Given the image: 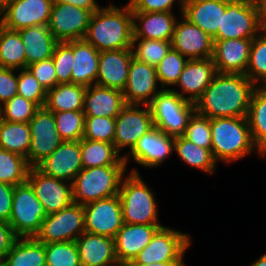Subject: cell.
Listing matches in <instances>:
<instances>
[{
	"instance_id": "6da1fadb",
	"label": "cell",
	"mask_w": 266,
	"mask_h": 266,
	"mask_svg": "<svg viewBox=\"0 0 266 266\" xmlns=\"http://www.w3.org/2000/svg\"><path fill=\"white\" fill-rule=\"evenodd\" d=\"M257 86L244 74L217 73L195 103V111L205 117H245Z\"/></svg>"
},
{
	"instance_id": "7a4b0ae2",
	"label": "cell",
	"mask_w": 266,
	"mask_h": 266,
	"mask_svg": "<svg viewBox=\"0 0 266 266\" xmlns=\"http://www.w3.org/2000/svg\"><path fill=\"white\" fill-rule=\"evenodd\" d=\"M83 39L100 52L131 49L133 26L129 4L123 7L111 4L94 12Z\"/></svg>"
},
{
	"instance_id": "3957f363",
	"label": "cell",
	"mask_w": 266,
	"mask_h": 266,
	"mask_svg": "<svg viewBox=\"0 0 266 266\" xmlns=\"http://www.w3.org/2000/svg\"><path fill=\"white\" fill-rule=\"evenodd\" d=\"M212 153L217 162L231 164L252 152L265 159L255 145L245 117L211 118Z\"/></svg>"
},
{
	"instance_id": "277c9868",
	"label": "cell",
	"mask_w": 266,
	"mask_h": 266,
	"mask_svg": "<svg viewBox=\"0 0 266 266\" xmlns=\"http://www.w3.org/2000/svg\"><path fill=\"white\" fill-rule=\"evenodd\" d=\"M151 190L136 168L123 177L118 195L124 223L160 225L155 192Z\"/></svg>"
},
{
	"instance_id": "5b68a950",
	"label": "cell",
	"mask_w": 266,
	"mask_h": 266,
	"mask_svg": "<svg viewBox=\"0 0 266 266\" xmlns=\"http://www.w3.org/2000/svg\"><path fill=\"white\" fill-rule=\"evenodd\" d=\"M127 166L83 168L72 182L73 202L81 205L118 195Z\"/></svg>"
},
{
	"instance_id": "8992f818",
	"label": "cell",
	"mask_w": 266,
	"mask_h": 266,
	"mask_svg": "<svg viewBox=\"0 0 266 266\" xmlns=\"http://www.w3.org/2000/svg\"><path fill=\"white\" fill-rule=\"evenodd\" d=\"M154 127L169 136H183L195 103L187 101L171 89H162L149 104Z\"/></svg>"
},
{
	"instance_id": "52a82bcc",
	"label": "cell",
	"mask_w": 266,
	"mask_h": 266,
	"mask_svg": "<svg viewBox=\"0 0 266 266\" xmlns=\"http://www.w3.org/2000/svg\"><path fill=\"white\" fill-rule=\"evenodd\" d=\"M47 213L26 181L14 186L9 225L19 237H35Z\"/></svg>"
},
{
	"instance_id": "ba28073f",
	"label": "cell",
	"mask_w": 266,
	"mask_h": 266,
	"mask_svg": "<svg viewBox=\"0 0 266 266\" xmlns=\"http://www.w3.org/2000/svg\"><path fill=\"white\" fill-rule=\"evenodd\" d=\"M191 245L190 235L167 226L160 227L150 243L128 265H147L166 261H184Z\"/></svg>"
},
{
	"instance_id": "9c48e42d",
	"label": "cell",
	"mask_w": 266,
	"mask_h": 266,
	"mask_svg": "<svg viewBox=\"0 0 266 266\" xmlns=\"http://www.w3.org/2000/svg\"><path fill=\"white\" fill-rule=\"evenodd\" d=\"M84 232V207L73 202L67 208L49 214L35 238L44 244L76 241Z\"/></svg>"
},
{
	"instance_id": "30bf717a",
	"label": "cell",
	"mask_w": 266,
	"mask_h": 266,
	"mask_svg": "<svg viewBox=\"0 0 266 266\" xmlns=\"http://www.w3.org/2000/svg\"><path fill=\"white\" fill-rule=\"evenodd\" d=\"M262 30L252 0H226L221 28L213 40L253 39Z\"/></svg>"
},
{
	"instance_id": "8fae6325",
	"label": "cell",
	"mask_w": 266,
	"mask_h": 266,
	"mask_svg": "<svg viewBox=\"0 0 266 266\" xmlns=\"http://www.w3.org/2000/svg\"><path fill=\"white\" fill-rule=\"evenodd\" d=\"M126 104L115 118V136L113 144L120 153L126 147L129 152L138 140L151 129L154 122L149 105ZM143 107H145L143 109Z\"/></svg>"
},
{
	"instance_id": "7c38bea8",
	"label": "cell",
	"mask_w": 266,
	"mask_h": 266,
	"mask_svg": "<svg viewBox=\"0 0 266 266\" xmlns=\"http://www.w3.org/2000/svg\"><path fill=\"white\" fill-rule=\"evenodd\" d=\"M31 145L28 151L27 163L36 167L48 157L63 142L57 131L53 112L45 107H39L29 121Z\"/></svg>"
},
{
	"instance_id": "4fadbf2b",
	"label": "cell",
	"mask_w": 266,
	"mask_h": 266,
	"mask_svg": "<svg viewBox=\"0 0 266 266\" xmlns=\"http://www.w3.org/2000/svg\"><path fill=\"white\" fill-rule=\"evenodd\" d=\"M85 231L114 238L123 226L119 195L99 199L83 205Z\"/></svg>"
},
{
	"instance_id": "5bb4252c",
	"label": "cell",
	"mask_w": 266,
	"mask_h": 266,
	"mask_svg": "<svg viewBox=\"0 0 266 266\" xmlns=\"http://www.w3.org/2000/svg\"><path fill=\"white\" fill-rule=\"evenodd\" d=\"M27 182L43 205L47 215L67 208L73 203L72 183L57 179L30 167Z\"/></svg>"
},
{
	"instance_id": "9a60e30c",
	"label": "cell",
	"mask_w": 266,
	"mask_h": 266,
	"mask_svg": "<svg viewBox=\"0 0 266 266\" xmlns=\"http://www.w3.org/2000/svg\"><path fill=\"white\" fill-rule=\"evenodd\" d=\"M92 13L66 3H53L49 30L58 42L81 40L85 37Z\"/></svg>"
},
{
	"instance_id": "2e32d148",
	"label": "cell",
	"mask_w": 266,
	"mask_h": 266,
	"mask_svg": "<svg viewBox=\"0 0 266 266\" xmlns=\"http://www.w3.org/2000/svg\"><path fill=\"white\" fill-rule=\"evenodd\" d=\"M52 0H11L0 12L2 25L11 30L48 25Z\"/></svg>"
},
{
	"instance_id": "e0dca14e",
	"label": "cell",
	"mask_w": 266,
	"mask_h": 266,
	"mask_svg": "<svg viewBox=\"0 0 266 266\" xmlns=\"http://www.w3.org/2000/svg\"><path fill=\"white\" fill-rule=\"evenodd\" d=\"M174 140V137L154 127L138 140L130 152L123 155L126 166L132 159L141 167L156 168L172 154Z\"/></svg>"
},
{
	"instance_id": "ac0fdd59",
	"label": "cell",
	"mask_w": 266,
	"mask_h": 266,
	"mask_svg": "<svg viewBox=\"0 0 266 266\" xmlns=\"http://www.w3.org/2000/svg\"><path fill=\"white\" fill-rule=\"evenodd\" d=\"M156 67L132 58L123 95L126 104L149 105L162 90L158 86Z\"/></svg>"
},
{
	"instance_id": "d6986e66",
	"label": "cell",
	"mask_w": 266,
	"mask_h": 266,
	"mask_svg": "<svg viewBox=\"0 0 266 266\" xmlns=\"http://www.w3.org/2000/svg\"><path fill=\"white\" fill-rule=\"evenodd\" d=\"M180 16L181 19H178L175 24L171 40L172 48L180 52L188 60L212 58L213 38L191 23L182 14Z\"/></svg>"
},
{
	"instance_id": "ffe728a7",
	"label": "cell",
	"mask_w": 266,
	"mask_h": 266,
	"mask_svg": "<svg viewBox=\"0 0 266 266\" xmlns=\"http://www.w3.org/2000/svg\"><path fill=\"white\" fill-rule=\"evenodd\" d=\"M36 167L46 175L72 183L83 169L80 141H63Z\"/></svg>"
},
{
	"instance_id": "44dd1931",
	"label": "cell",
	"mask_w": 266,
	"mask_h": 266,
	"mask_svg": "<svg viewBox=\"0 0 266 266\" xmlns=\"http://www.w3.org/2000/svg\"><path fill=\"white\" fill-rule=\"evenodd\" d=\"M216 74L217 70L212 58L189 59L176 84L181 92L177 89L171 90L187 101L196 103Z\"/></svg>"
},
{
	"instance_id": "7402d4cb",
	"label": "cell",
	"mask_w": 266,
	"mask_h": 266,
	"mask_svg": "<svg viewBox=\"0 0 266 266\" xmlns=\"http://www.w3.org/2000/svg\"><path fill=\"white\" fill-rule=\"evenodd\" d=\"M163 225L124 223L114 237L115 254L118 263L127 266L151 241L156 231Z\"/></svg>"
},
{
	"instance_id": "603a6c76",
	"label": "cell",
	"mask_w": 266,
	"mask_h": 266,
	"mask_svg": "<svg viewBox=\"0 0 266 266\" xmlns=\"http://www.w3.org/2000/svg\"><path fill=\"white\" fill-rule=\"evenodd\" d=\"M253 39L213 40V62L217 73L245 74Z\"/></svg>"
},
{
	"instance_id": "cb8c5ba5",
	"label": "cell",
	"mask_w": 266,
	"mask_h": 266,
	"mask_svg": "<svg viewBox=\"0 0 266 266\" xmlns=\"http://www.w3.org/2000/svg\"><path fill=\"white\" fill-rule=\"evenodd\" d=\"M132 58V49L100 52L96 84L123 91Z\"/></svg>"
},
{
	"instance_id": "d4e9b609",
	"label": "cell",
	"mask_w": 266,
	"mask_h": 266,
	"mask_svg": "<svg viewBox=\"0 0 266 266\" xmlns=\"http://www.w3.org/2000/svg\"><path fill=\"white\" fill-rule=\"evenodd\" d=\"M125 105L121 90L97 84L86 87L83 108L85 117L116 118Z\"/></svg>"
},
{
	"instance_id": "484cf974",
	"label": "cell",
	"mask_w": 266,
	"mask_h": 266,
	"mask_svg": "<svg viewBox=\"0 0 266 266\" xmlns=\"http://www.w3.org/2000/svg\"><path fill=\"white\" fill-rule=\"evenodd\" d=\"M76 243L81 266L120 265L115 254L114 238L85 231Z\"/></svg>"
},
{
	"instance_id": "4316f807",
	"label": "cell",
	"mask_w": 266,
	"mask_h": 266,
	"mask_svg": "<svg viewBox=\"0 0 266 266\" xmlns=\"http://www.w3.org/2000/svg\"><path fill=\"white\" fill-rule=\"evenodd\" d=\"M176 20L173 12H132L133 38L171 41Z\"/></svg>"
},
{
	"instance_id": "83f0119b",
	"label": "cell",
	"mask_w": 266,
	"mask_h": 266,
	"mask_svg": "<svg viewBox=\"0 0 266 266\" xmlns=\"http://www.w3.org/2000/svg\"><path fill=\"white\" fill-rule=\"evenodd\" d=\"M225 10L226 0H186L182 15L214 38Z\"/></svg>"
},
{
	"instance_id": "f1b7e54d",
	"label": "cell",
	"mask_w": 266,
	"mask_h": 266,
	"mask_svg": "<svg viewBox=\"0 0 266 266\" xmlns=\"http://www.w3.org/2000/svg\"><path fill=\"white\" fill-rule=\"evenodd\" d=\"M18 32L25 46L27 66L52 57L58 41L50 32L48 25L30 26Z\"/></svg>"
},
{
	"instance_id": "f546056e",
	"label": "cell",
	"mask_w": 266,
	"mask_h": 266,
	"mask_svg": "<svg viewBox=\"0 0 266 266\" xmlns=\"http://www.w3.org/2000/svg\"><path fill=\"white\" fill-rule=\"evenodd\" d=\"M99 55L100 51L84 39L74 40V67L71 83L85 87L96 84Z\"/></svg>"
},
{
	"instance_id": "4dcf8cb0",
	"label": "cell",
	"mask_w": 266,
	"mask_h": 266,
	"mask_svg": "<svg viewBox=\"0 0 266 266\" xmlns=\"http://www.w3.org/2000/svg\"><path fill=\"white\" fill-rule=\"evenodd\" d=\"M2 266H46L45 244L35 237L17 238Z\"/></svg>"
},
{
	"instance_id": "1f68e13d",
	"label": "cell",
	"mask_w": 266,
	"mask_h": 266,
	"mask_svg": "<svg viewBox=\"0 0 266 266\" xmlns=\"http://www.w3.org/2000/svg\"><path fill=\"white\" fill-rule=\"evenodd\" d=\"M86 87L73 83H60L47 90L44 107L51 112L83 111Z\"/></svg>"
},
{
	"instance_id": "d6a6232c",
	"label": "cell",
	"mask_w": 266,
	"mask_h": 266,
	"mask_svg": "<svg viewBox=\"0 0 266 266\" xmlns=\"http://www.w3.org/2000/svg\"><path fill=\"white\" fill-rule=\"evenodd\" d=\"M80 149L83 168L126 166L123 153L120 155L112 143L83 138L80 141Z\"/></svg>"
},
{
	"instance_id": "836d02e7",
	"label": "cell",
	"mask_w": 266,
	"mask_h": 266,
	"mask_svg": "<svg viewBox=\"0 0 266 266\" xmlns=\"http://www.w3.org/2000/svg\"><path fill=\"white\" fill-rule=\"evenodd\" d=\"M173 152L179 156L181 161L191 167L211 175L216 172L218 162L215 160L212 150L201 148L183 136L175 137Z\"/></svg>"
},
{
	"instance_id": "e575fe53",
	"label": "cell",
	"mask_w": 266,
	"mask_h": 266,
	"mask_svg": "<svg viewBox=\"0 0 266 266\" xmlns=\"http://www.w3.org/2000/svg\"><path fill=\"white\" fill-rule=\"evenodd\" d=\"M247 120L255 145L266 156V87L254 90Z\"/></svg>"
},
{
	"instance_id": "d590c367",
	"label": "cell",
	"mask_w": 266,
	"mask_h": 266,
	"mask_svg": "<svg viewBox=\"0 0 266 266\" xmlns=\"http://www.w3.org/2000/svg\"><path fill=\"white\" fill-rule=\"evenodd\" d=\"M30 145L29 123L0 121V148L27 159Z\"/></svg>"
},
{
	"instance_id": "8d00e7d4",
	"label": "cell",
	"mask_w": 266,
	"mask_h": 266,
	"mask_svg": "<svg viewBox=\"0 0 266 266\" xmlns=\"http://www.w3.org/2000/svg\"><path fill=\"white\" fill-rule=\"evenodd\" d=\"M0 67L26 69L25 46L17 30L0 29Z\"/></svg>"
},
{
	"instance_id": "74e56055",
	"label": "cell",
	"mask_w": 266,
	"mask_h": 266,
	"mask_svg": "<svg viewBox=\"0 0 266 266\" xmlns=\"http://www.w3.org/2000/svg\"><path fill=\"white\" fill-rule=\"evenodd\" d=\"M257 87H266V30L252 40L249 63L244 74Z\"/></svg>"
},
{
	"instance_id": "f35d334b",
	"label": "cell",
	"mask_w": 266,
	"mask_h": 266,
	"mask_svg": "<svg viewBox=\"0 0 266 266\" xmlns=\"http://www.w3.org/2000/svg\"><path fill=\"white\" fill-rule=\"evenodd\" d=\"M29 169L26 158L0 148V182L22 184L27 181Z\"/></svg>"
},
{
	"instance_id": "ab89813d",
	"label": "cell",
	"mask_w": 266,
	"mask_h": 266,
	"mask_svg": "<svg viewBox=\"0 0 266 266\" xmlns=\"http://www.w3.org/2000/svg\"><path fill=\"white\" fill-rule=\"evenodd\" d=\"M172 48L171 41L133 38V57L156 67Z\"/></svg>"
},
{
	"instance_id": "60d3db41",
	"label": "cell",
	"mask_w": 266,
	"mask_h": 266,
	"mask_svg": "<svg viewBox=\"0 0 266 266\" xmlns=\"http://www.w3.org/2000/svg\"><path fill=\"white\" fill-rule=\"evenodd\" d=\"M188 59L180 52L171 48L161 62L156 66L157 79L162 89L175 86Z\"/></svg>"
},
{
	"instance_id": "b9f144b4",
	"label": "cell",
	"mask_w": 266,
	"mask_h": 266,
	"mask_svg": "<svg viewBox=\"0 0 266 266\" xmlns=\"http://www.w3.org/2000/svg\"><path fill=\"white\" fill-rule=\"evenodd\" d=\"M58 134L63 141H81L84 135L85 114L83 111L53 113Z\"/></svg>"
},
{
	"instance_id": "7bdbcfd3",
	"label": "cell",
	"mask_w": 266,
	"mask_h": 266,
	"mask_svg": "<svg viewBox=\"0 0 266 266\" xmlns=\"http://www.w3.org/2000/svg\"><path fill=\"white\" fill-rule=\"evenodd\" d=\"M46 266H81L76 241L45 244Z\"/></svg>"
},
{
	"instance_id": "ee69618b",
	"label": "cell",
	"mask_w": 266,
	"mask_h": 266,
	"mask_svg": "<svg viewBox=\"0 0 266 266\" xmlns=\"http://www.w3.org/2000/svg\"><path fill=\"white\" fill-rule=\"evenodd\" d=\"M52 60L57 75V82L71 83V74L74 67V41L58 42L55 46Z\"/></svg>"
},
{
	"instance_id": "f6af8a7d",
	"label": "cell",
	"mask_w": 266,
	"mask_h": 266,
	"mask_svg": "<svg viewBox=\"0 0 266 266\" xmlns=\"http://www.w3.org/2000/svg\"><path fill=\"white\" fill-rule=\"evenodd\" d=\"M183 137L201 148L211 150L212 136L210 119L195 111L188 121Z\"/></svg>"
},
{
	"instance_id": "bcb514c9",
	"label": "cell",
	"mask_w": 266,
	"mask_h": 266,
	"mask_svg": "<svg viewBox=\"0 0 266 266\" xmlns=\"http://www.w3.org/2000/svg\"><path fill=\"white\" fill-rule=\"evenodd\" d=\"M38 108L34 102L17 94L2 105V119L29 123Z\"/></svg>"
},
{
	"instance_id": "7dc6e473",
	"label": "cell",
	"mask_w": 266,
	"mask_h": 266,
	"mask_svg": "<svg viewBox=\"0 0 266 266\" xmlns=\"http://www.w3.org/2000/svg\"><path fill=\"white\" fill-rule=\"evenodd\" d=\"M115 118L85 117L84 139L112 143L115 136Z\"/></svg>"
},
{
	"instance_id": "c3c4849f",
	"label": "cell",
	"mask_w": 266,
	"mask_h": 266,
	"mask_svg": "<svg viewBox=\"0 0 266 266\" xmlns=\"http://www.w3.org/2000/svg\"><path fill=\"white\" fill-rule=\"evenodd\" d=\"M17 94L34 102L38 107H44L47 91L26 68L18 70Z\"/></svg>"
},
{
	"instance_id": "681fc988",
	"label": "cell",
	"mask_w": 266,
	"mask_h": 266,
	"mask_svg": "<svg viewBox=\"0 0 266 266\" xmlns=\"http://www.w3.org/2000/svg\"><path fill=\"white\" fill-rule=\"evenodd\" d=\"M27 69L46 91L59 84L52 57L30 64Z\"/></svg>"
},
{
	"instance_id": "f907efd6",
	"label": "cell",
	"mask_w": 266,
	"mask_h": 266,
	"mask_svg": "<svg viewBox=\"0 0 266 266\" xmlns=\"http://www.w3.org/2000/svg\"><path fill=\"white\" fill-rule=\"evenodd\" d=\"M177 0H129L132 12H172V6ZM180 14L183 13L186 0H178Z\"/></svg>"
},
{
	"instance_id": "816d5d0a",
	"label": "cell",
	"mask_w": 266,
	"mask_h": 266,
	"mask_svg": "<svg viewBox=\"0 0 266 266\" xmlns=\"http://www.w3.org/2000/svg\"><path fill=\"white\" fill-rule=\"evenodd\" d=\"M16 69L0 67V105L17 95L18 75ZM16 75V76H15Z\"/></svg>"
},
{
	"instance_id": "f5cc1de1",
	"label": "cell",
	"mask_w": 266,
	"mask_h": 266,
	"mask_svg": "<svg viewBox=\"0 0 266 266\" xmlns=\"http://www.w3.org/2000/svg\"><path fill=\"white\" fill-rule=\"evenodd\" d=\"M14 186L0 182V221L9 223Z\"/></svg>"
},
{
	"instance_id": "db71d44e",
	"label": "cell",
	"mask_w": 266,
	"mask_h": 266,
	"mask_svg": "<svg viewBox=\"0 0 266 266\" xmlns=\"http://www.w3.org/2000/svg\"><path fill=\"white\" fill-rule=\"evenodd\" d=\"M17 238L11 226L7 222L0 221V264Z\"/></svg>"
},
{
	"instance_id": "11a10c76",
	"label": "cell",
	"mask_w": 266,
	"mask_h": 266,
	"mask_svg": "<svg viewBox=\"0 0 266 266\" xmlns=\"http://www.w3.org/2000/svg\"><path fill=\"white\" fill-rule=\"evenodd\" d=\"M53 3H66L76 7L89 10L92 14L98 11L101 7L96 0H52Z\"/></svg>"
},
{
	"instance_id": "9f6ffc18",
	"label": "cell",
	"mask_w": 266,
	"mask_h": 266,
	"mask_svg": "<svg viewBox=\"0 0 266 266\" xmlns=\"http://www.w3.org/2000/svg\"><path fill=\"white\" fill-rule=\"evenodd\" d=\"M258 23L263 30H266V0H252Z\"/></svg>"
},
{
	"instance_id": "6f0895ef",
	"label": "cell",
	"mask_w": 266,
	"mask_h": 266,
	"mask_svg": "<svg viewBox=\"0 0 266 266\" xmlns=\"http://www.w3.org/2000/svg\"><path fill=\"white\" fill-rule=\"evenodd\" d=\"M127 266H186L184 261H166V262H158L147 265H127Z\"/></svg>"
},
{
	"instance_id": "680465c9",
	"label": "cell",
	"mask_w": 266,
	"mask_h": 266,
	"mask_svg": "<svg viewBox=\"0 0 266 266\" xmlns=\"http://www.w3.org/2000/svg\"><path fill=\"white\" fill-rule=\"evenodd\" d=\"M250 266H266V253L261 255L254 263L252 262Z\"/></svg>"
},
{
	"instance_id": "91938a15",
	"label": "cell",
	"mask_w": 266,
	"mask_h": 266,
	"mask_svg": "<svg viewBox=\"0 0 266 266\" xmlns=\"http://www.w3.org/2000/svg\"><path fill=\"white\" fill-rule=\"evenodd\" d=\"M11 0H0V12L8 5Z\"/></svg>"
},
{
	"instance_id": "94428289",
	"label": "cell",
	"mask_w": 266,
	"mask_h": 266,
	"mask_svg": "<svg viewBox=\"0 0 266 266\" xmlns=\"http://www.w3.org/2000/svg\"><path fill=\"white\" fill-rule=\"evenodd\" d=\"M2 120V106L0 105V121Z\"/></svg>"
},
{
	"instance_id": "6125c7cd",
	"label": "cell",
	"mask_w": 266,
	"mask_h": 266,
	"mask_svg": "<svg viewBox=\"0 0 266 266\" xmlns=\"http://www.w3.org/2000/svg\"><path fill=\"white\" fill-rule=\"evenodd\" d=\"M2 26H3L2 25V19H1V16H0V29H1Z\"/></svg>"
}]
</instances>
